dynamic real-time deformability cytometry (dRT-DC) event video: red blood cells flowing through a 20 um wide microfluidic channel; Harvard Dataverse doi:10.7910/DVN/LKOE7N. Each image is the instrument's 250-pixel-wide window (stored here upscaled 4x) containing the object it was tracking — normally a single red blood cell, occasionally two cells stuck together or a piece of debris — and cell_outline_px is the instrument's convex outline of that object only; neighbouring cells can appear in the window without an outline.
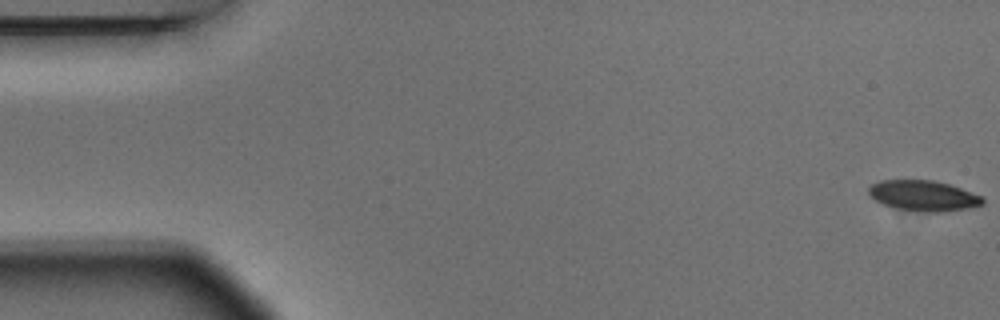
{"species": "Egyptian fruit bat (a non-hibernating species)", "species_latin": "Rousettus aegyptiacus", "temperature_condition": "warm", "stored_images_in_passage": 5, "camera_frame_rate_fps": 3000, "um_per_image_px": 0.085, "animal": {"sex": "male"}, "frame": {"image": 1, "passage_image": 1, "time_ms": 0.0, "image_size_px": [1000, 320], "cell_outline_px": [[984, 204], [968, 208], [940, 212], [928, 212], [900, 208], [884, 204], [876, 200], [868, 192], [868, 188], [872, 184], [880, 180], [932, 180], [948, 184], [960, 188], [980, 196], [984, 200]], "centroid_in_image_um": [78.49, 16.62], "position_along_channel_um": 6.5, "area_um2": 19.83}}